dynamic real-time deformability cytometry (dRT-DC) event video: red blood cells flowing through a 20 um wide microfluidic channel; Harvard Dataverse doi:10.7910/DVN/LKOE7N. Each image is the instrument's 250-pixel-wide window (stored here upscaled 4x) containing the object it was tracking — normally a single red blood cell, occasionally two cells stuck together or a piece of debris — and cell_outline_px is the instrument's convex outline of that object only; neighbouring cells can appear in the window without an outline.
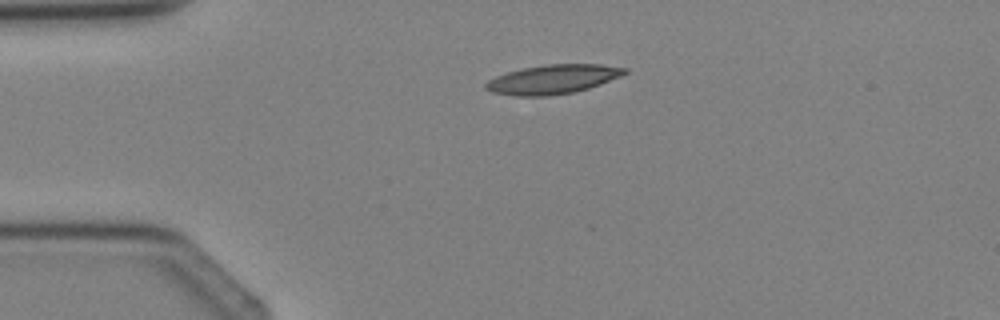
{"species": "Egyptian fruit bat (a non-hibernating species)", "species_latin": "Rousettus aegyptiacus", "temperature_condition": "cold", "stored_images_in_passage": 2, "camera_frame_rate_fps": 3000, "um_per_image_px": 0.085, "animal": {"sex": "female"}, "frame": {"image": 1, "passage_image": 1, "time_ms": 0.0, "image_size_px": [1000, 320], "cell_outline_px": [[628, 72], [620, 76], [600, 84], [588, 88], [572, 92], [548, 96], [516, 96], [492, 92], [484, 88], [484, 84], [488, 80], [496, 76], [508, 72], [524, 68], [548, 64], [600, 64], [628, 68]], "centroid_in_image_um": [46.98, 6.74], "position_along_channel_um": 38.0, "area_um2": 23.47}}